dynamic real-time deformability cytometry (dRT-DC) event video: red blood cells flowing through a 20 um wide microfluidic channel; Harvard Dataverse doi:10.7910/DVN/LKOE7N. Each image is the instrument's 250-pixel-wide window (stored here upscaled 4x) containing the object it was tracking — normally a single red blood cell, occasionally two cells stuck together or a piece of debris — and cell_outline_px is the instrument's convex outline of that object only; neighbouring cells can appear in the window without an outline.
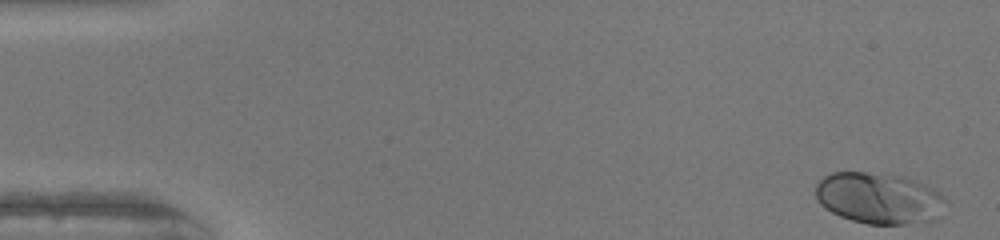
{"species": "human", "species_latin": "Homo sapiens", "temperature_condition": "warm", "stored_images_in_passage": 50, "camera_frame_rate_fps": 3000, "um_per_image_px": 0.085, "donor": {"sex": "female"}, "frame": {"image": 1, "passage_image": 1, "time_ms": 0.0, "image_size_px": [1000, 240], "cell_outline_px": [[948, 200], [940, 220], [904, 224], [868, 224], [852, 220], [840, 216], [824, 208], [816, 200], [816, 184], [824, 176], [832, 172], [864, 172], [904, 176], [916, 180], [924, 184], [944, 196]], "centroid_in_image_um": [74.75, 16.86], "position_along_channel_um": 10.2, "area_um2": 39.36}}
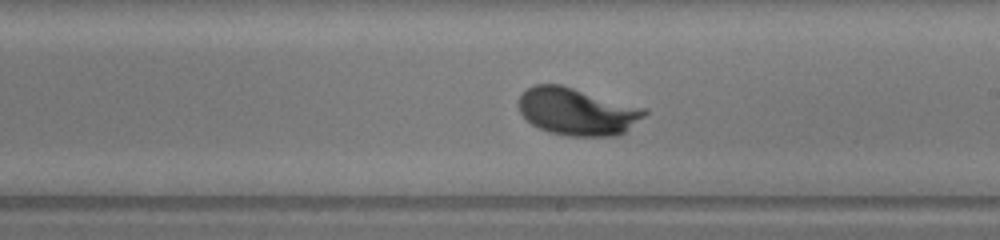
{"frame": {"image": 2, "passage_image": 29, "time_ms": 9.333, "image_size_px": [1000, 240], "cell_outline_px": [[648, 112], [644, 116], [624, 132], [616, 136], [568, 136], [548, 132], [532, 124], [520, 112], [520, 96], [528, 88], [536, 84], [560, 84], [648, 108]], "centroid_in_image_um": [49.09, 9.48], "position_along_channel_um": 239.9, "area_um2": 34.62}}
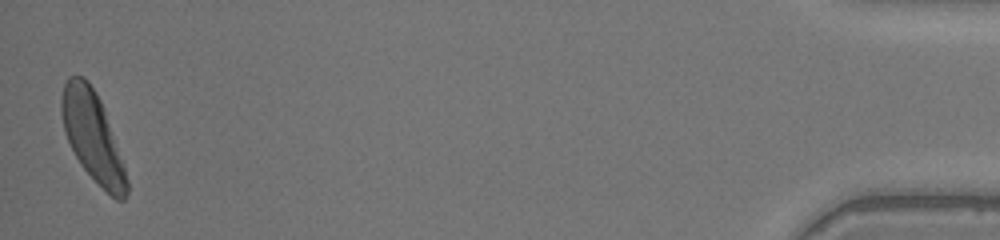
{"frame": {"image": 3, "passage_image": 50, "time_ms": 16.333, "image_size_px": [1000, 240], "cell_outline_px": [[128, 192], [124, 200], [116, 200], [80, 164], [64, 132], [60, 112], [60, 96], [64, 84], [68, 76], [84, 76], [88, 80], [96, 92], [104, 108], [124, 164], [128, 180]], "centroid_in_image_um": [7.86, 11.55], "position_along_channel_um": 427.3, "area_um2": 33.87}, "authors_computed_cell_mechanics": {"area_um2": 33.8419, "velocity_mm_per_s": 4.0181, "shape_relaxation_time_tau1_ms": 2.0149, "shape_relaxation_time_tau2_ms": null, "deformation_change_tau1": 0.1402, "deformation_change_tau2": null}}